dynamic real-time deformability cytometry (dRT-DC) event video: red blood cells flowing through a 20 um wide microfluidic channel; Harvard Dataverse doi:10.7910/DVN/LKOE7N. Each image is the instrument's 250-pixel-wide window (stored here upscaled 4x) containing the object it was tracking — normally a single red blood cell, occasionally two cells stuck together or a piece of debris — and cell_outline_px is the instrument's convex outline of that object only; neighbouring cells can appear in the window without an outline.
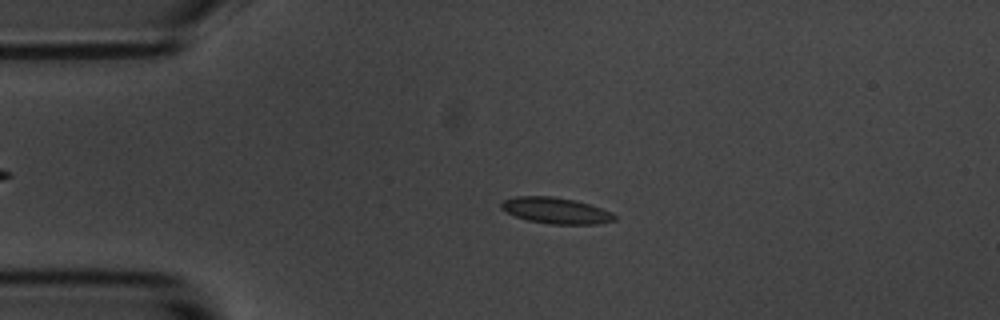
{"species": "common noctule bat (a hibernating species)", "species_latin": "Nyctalus noctula", "temperature_condition": "room temperature", "stored_images_in_passage": 3, "camera_frame_rate_fps": 3000, "um_per_image_px": 0.085, "animal": {"sex": "male", "body_mass_g": 20.1, "forearm_length_mm": 53.5}, "frame": {"image": 1, "passage_image": 2, "time_ms": 2.0, "image_size_px": [1000, 320], "cell_outline_px": [[616, 220], [596, 224], [548, 224], [528, 220], [516, 216], [500, 208], [500, 204], [504, 200], [516, 196], [552, 196], [576, 200], [612, 212], [616, 216]], "centroid_in_image_um": [47.25, 17.9], "position_along_channel_um": 37.7, "area_um2": 17.17}}